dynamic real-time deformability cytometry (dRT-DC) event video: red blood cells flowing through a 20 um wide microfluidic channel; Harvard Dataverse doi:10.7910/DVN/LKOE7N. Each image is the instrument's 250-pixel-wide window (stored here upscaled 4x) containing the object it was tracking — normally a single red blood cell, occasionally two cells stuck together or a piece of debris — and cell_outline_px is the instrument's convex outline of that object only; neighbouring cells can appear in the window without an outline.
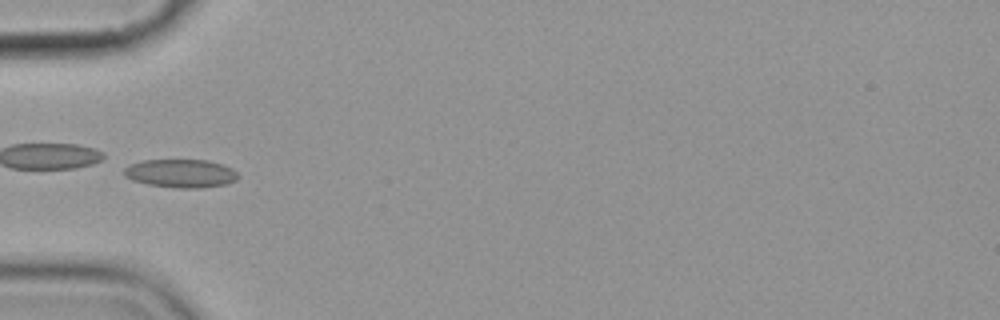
{"species": "common noctule bat (a hibernating species)", "species_latin": "Nyctalus noctula", "temperature_condition": "cold", "stored_images_in_passage": 8, "camera_frame_rate_fps": 3000, "um_per_image_px": 0.085, "animal": {"sex": "female", "body_mass_g": 19.9}, "frame": {"image": 1, "passage_image": 6, "time_ms": 5.667, "image_size_px": [1000, 320], "cell_outline_px": [[240, 176], [236, 180], [228, 184], [200, 188], [180, 188], [148, 184], [132, 180], [124, 176], [124, 168], [128, 164], [144, 160], [208, 160], [232, 168]], "centroid_in_image_um": [15.37, 14.74], "position_along_channel_um": 69.6, "area_um2": 18.9}}
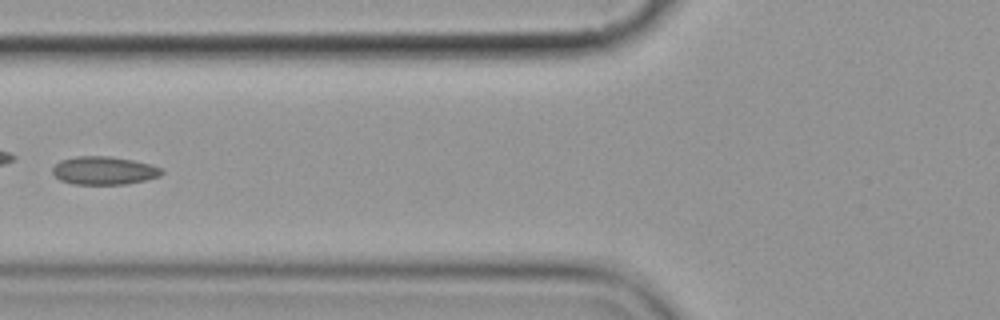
{"frame": {"image": 2, "passage_image": 7, "time_ms": 7.0, "image_size_px": [1000, 320], "cell_outline_px": [[164, 172], [160, 176], [144, 180], [124, 184], [72, 184], [60, 180], [52, 172], [52, 168], [60, 160], [76, 156], [108, 156], [132, 160], [148, 164], [160, 168]], "centroid_in_image_um": [8.8, 14.5], "position_along_channel_um": 117.0, "area_um2": 17.74}}
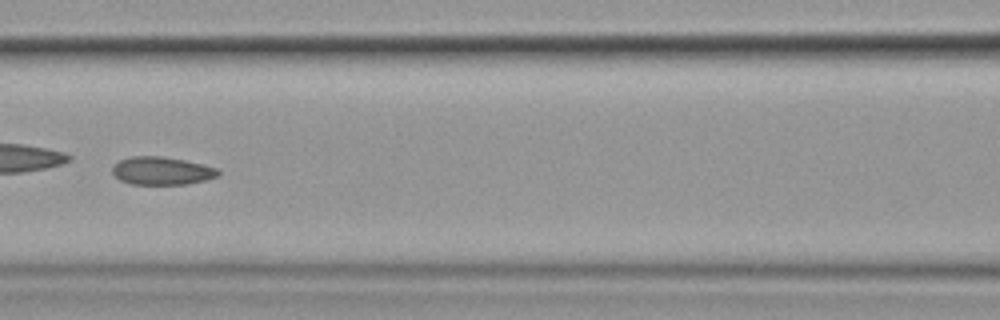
{"frame": {"image": 3, "passage_image": 8, "time_ms": 8.0, "image_size_px": [1000, 320], "cell_outline_px": [[220, 176], [188, 184], [132, 184], [120, 180], [112, 172], [112, 168], [120, 160], [132, 156], [160, 156], [184, 160], [216, 168], [220, 172]], "centroid_in_image_um": [13.76, 14.52], "position_along_channel_um": 152.8, "area_um2": 17.05}}